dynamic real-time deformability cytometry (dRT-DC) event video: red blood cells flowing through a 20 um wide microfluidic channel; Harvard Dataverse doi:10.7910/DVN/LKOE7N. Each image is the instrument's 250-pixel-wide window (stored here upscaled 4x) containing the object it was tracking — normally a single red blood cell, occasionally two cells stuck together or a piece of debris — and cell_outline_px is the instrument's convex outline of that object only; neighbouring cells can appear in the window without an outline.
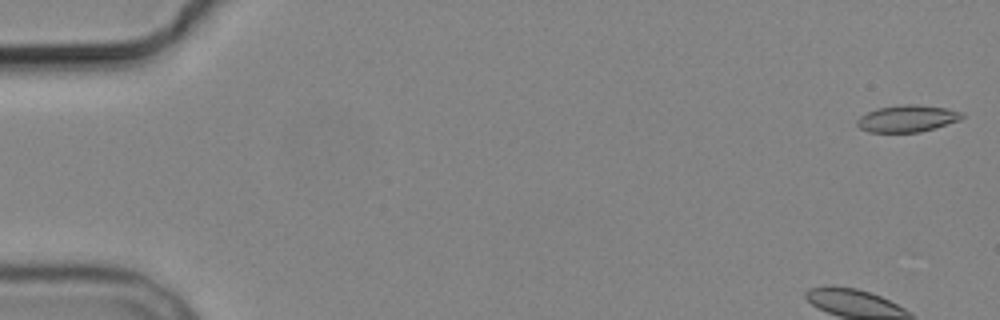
{"species": "common noctule bat (a hibernating species)", "species_latin": "Nyctalus noctula", "temperature_condition": "cold", "stored_images_in_passage": 6, "camera_frame_rate_fps": 3000, "um_per_image_px": 0.085, "animal": {"sex": "male", "body_mass_g": 19.2, "forearm_length_mm": 51.8}, "frame": {"image": 1, "passage_image": 1, "time_ms": 0.0, "image_size_px": [1000, 320], "cell_outline_px": [[964, 116], [960, 120], [936, 128], [920, 132], [868, 132], [860, 128], [856, 124], [856, 120], [860, 116], [876, 108], [900, 104], [916, 104], [948, 108], [964, 112]], "centroid_in_image_um": [77.14, 10.07], "position_along_channel_um": 7.9, "area_um2": 16.7}}